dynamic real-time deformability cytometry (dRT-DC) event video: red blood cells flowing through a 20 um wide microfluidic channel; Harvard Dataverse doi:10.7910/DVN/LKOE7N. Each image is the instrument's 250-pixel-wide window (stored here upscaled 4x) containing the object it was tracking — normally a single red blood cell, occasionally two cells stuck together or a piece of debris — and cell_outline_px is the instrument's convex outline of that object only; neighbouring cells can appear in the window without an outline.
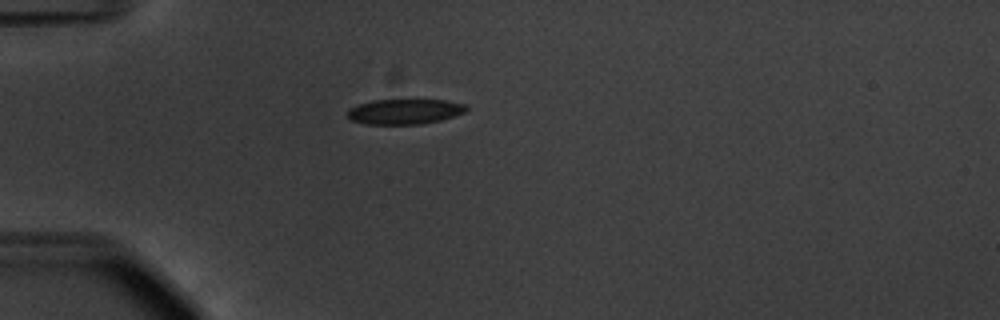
{"species": "common noctule bat (a hibernating species)", "species_latin": "Nyctalus noctula", "temperature_condition": "warm", "stored_images_in_passage": 41, "camera_frame_rate_fps": 3000, "um_per_image_px": 0.085, "animal": {"sex": "male", "body_mass_g": 20.1, "forearm_length_mm": 53.5}, "frame": {"image": 1, "passage_image": 2, "time_ms": 0.333, "image_size_px": [1000, 320], "cell_outline_px": [[468, 108], [464, 112], [440, 120], [424, 124], [364, 124], [352, 120], [348, 116], [348, 112], [356, 104], [372, 100], [444, 100], [464, 104]], "centroid_in_image_um": [34.38, 9.48], "position_along_channel_um": 50.6, "area_um2": 17.28}}
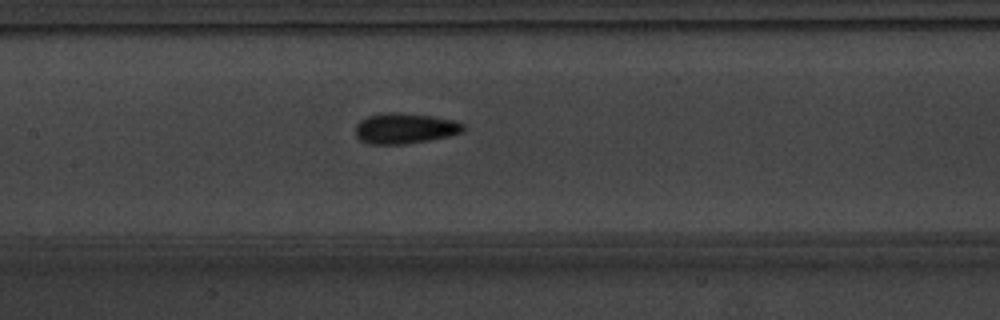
{"frame": {"image": 2, "passage_image": 13, "time_ms": 4.0, "image_size_px": [1000, 320], "cell_outline_px": [[468, 128], [464, 132], [448, 136], [428, 140], [404, 144], [368, 144], [360, 140], [356, 136], [356, 124], [360, 120], [368, 116], [380, 112], [400, 112], [432, 116], [452, 120], [464, 124]], "centroid_in_image_um": [34.41, 10.9], "position_along_channel_um": 173.0, "area_um2": 19.42}}
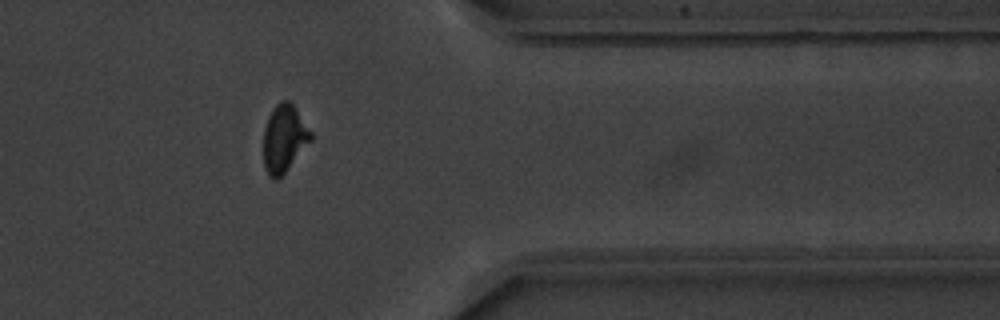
{"frame": {"image": 3, "passage_image": 31, "time_ms": 10.0, "image_size_px": [1000, 320], "cell_outline_px": [[312, 140], [284, 172], [276, 180], [272, 180], [264, 164], [264, 128], [268, 116], [276, 104], [280, 100], [288, 100], [292, 104], [312, 132]], "centroid_in_image_um": [24.15, 11.74], "position_along_channel_um": 387.3, "area_um2": 18.26}, "authors_computed_cell_mechanics": {"area_um2": 18.3804, "velocity_mm_per_s": 3.7597, "shape_relaxation_time_tau1_ms": 2.9368, "shape_relaxation_time_tau2_ms": 0.6448, "deformation_change_tau1": 0.1263, "deformation_change_tau2": 0.0612}}